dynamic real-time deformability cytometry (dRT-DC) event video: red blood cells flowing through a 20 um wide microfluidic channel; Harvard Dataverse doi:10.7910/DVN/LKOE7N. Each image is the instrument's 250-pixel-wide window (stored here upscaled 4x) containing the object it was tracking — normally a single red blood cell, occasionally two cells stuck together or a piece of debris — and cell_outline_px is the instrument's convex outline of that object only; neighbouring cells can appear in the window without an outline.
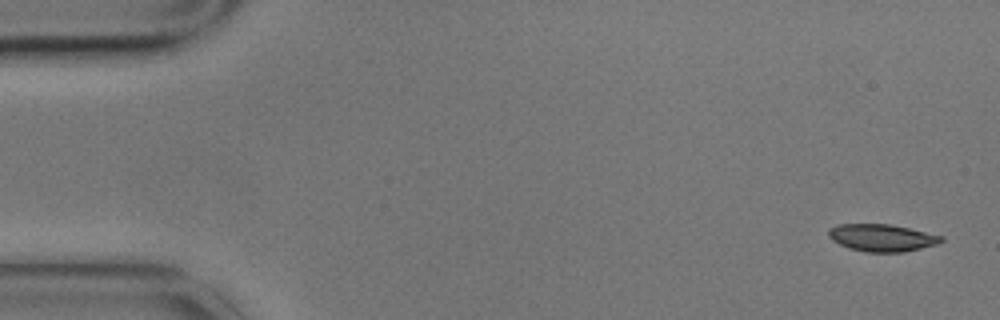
{"species": "common noctule bat (a hibernating species)", "species_latin": "Nyctalus noctula", "temperature_condition": "cold", "stored_images_in_passage": 7, "camera_frame_rate_fps": 3000, "um_per_image_px": 0.085, "animal": {"sex": "male", "body_mass_g": 17.9}, "frame": {"image": 1, "passage_image": 1, "time_ms": 0.0, "image_size_px": [1000, 320], "cell_outline_px": [[944, 240], [936, 244], [904, 252], [864, 252], [848, 248], [832, 240], [828, 236], [828, 228], [836, 224], [892, 224], [944, 236]], "centroid_in_image_um": [74.94, 20.2], "position_along_channel_um": 10.1, "area_um2": 18.03}}
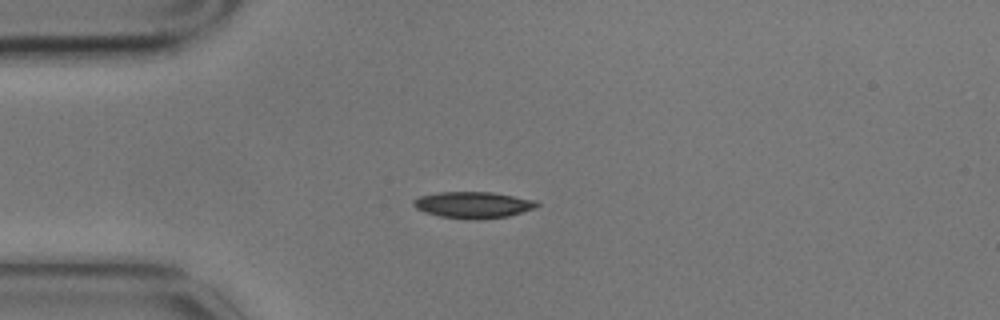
{"frame": {"image": 2, "passage_image": 4, "time_ms": 1.0, "image_size_px": [1000, 320], "cell_outline_px": [[540, 204], [536, 208], [508, 216], [476, 220], [468, 220], [440, 216], [424, 212], [416, 208], [412, 204], [412, 200], [420, 196], [440, 192], [492, 192], [536, 200]], "centroid_in_image_um": [40.22, 17.42], "position_along_channel_um": 44.8, "area_um2": 19.13}}
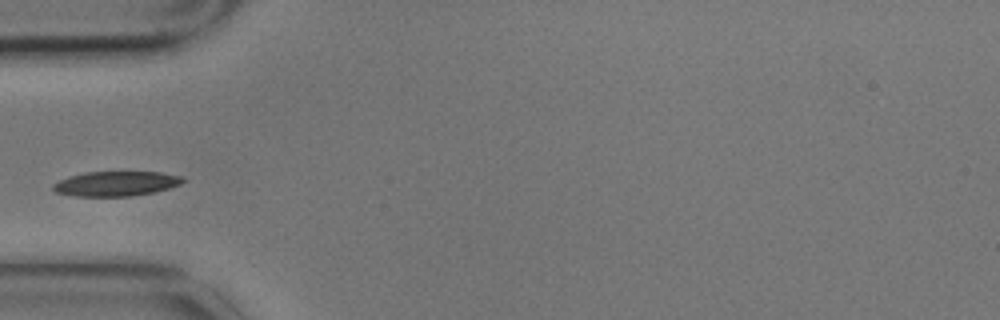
{"frame": {"image": 3, "passage_image": 5, "time_ms": 1.333, "image_size_px": [1000, 320], "cell_outline_px": [[188, 180], [180, 184], [168, 188], [152, 192], [132, 196], [76, 196], [56, 192], [52, 188], [52, 184], [68, 176], [84, 172], [160, 172], [184, 176]], "centroid_in_image_um": [9.88, 15.6], "position_along_channel_um": 75.1, "area_um2": 18.79}}